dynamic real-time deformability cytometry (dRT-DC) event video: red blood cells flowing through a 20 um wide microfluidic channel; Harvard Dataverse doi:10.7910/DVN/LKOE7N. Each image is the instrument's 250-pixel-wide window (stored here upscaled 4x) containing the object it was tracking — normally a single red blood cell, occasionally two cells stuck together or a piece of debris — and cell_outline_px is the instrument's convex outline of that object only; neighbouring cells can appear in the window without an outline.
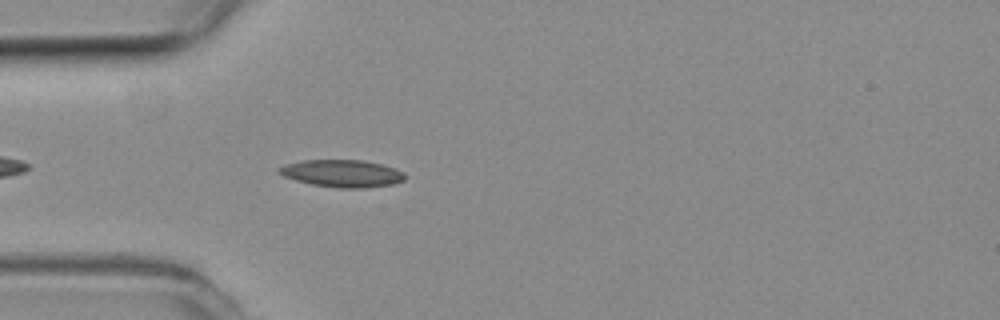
{"species": "common noctule bat (a hibernating species)", "species_latin": "Nyctalus noctula", "temperature_condition": "room temperature", "stored_images_in_passage": 37, "camera_frame_rate_fps": 3000, "um_per_image_px": 0.085, "animal": {"sex": "female", "body_mass_g": 19.3, "forearm_length_mm": 54.1}, "frame": {"image": 1, "passage_image": 4, "time_ms": 1.0, "image_size_px": [1000, 320], "cell_outline_px": [[404, 180], [392, 184], [364, 188], [340, 188], [312, 184], [296, 180], [284, 176], [276, 172], [276, 168], [284, 164], [304, 160], [364, 160], [396, 168], [404, 172]], "centroid_in_image_um": [29.05, 14.73], "position_along_channel_um": 55.9, "area_um2": 20.06}}
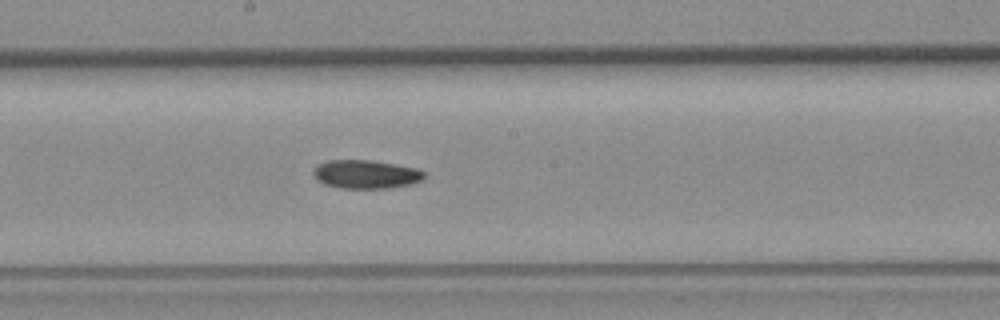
{"frame": {"image": 2, "passage_image": 17, "time_ms": 5.333, "image_size_px": [1000, 320], "cell_outline_px": [[424, 176], [420, 180], [408, 184], [388, 188], [340, 188], [324, 184], [316, 180], [312, 172], [316, 164], [328, 160], [372, 160], [396, 164], [416, 168], [424, 172]], "centroid_in_image_um": [31.03, 14.8], "position_along_channel_um": 217.2, "area_um2": 18.44}}
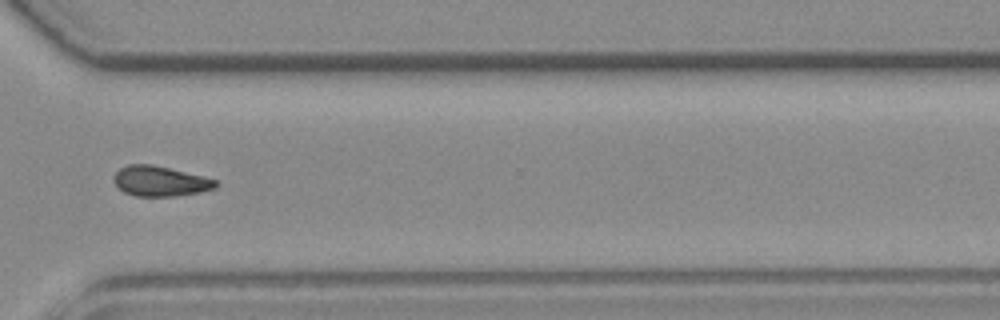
{"frame": {"image": 3, "passage_image": 28, "time_ms": 9.0, "image_size_px": [1000, 320], "cell_outline_px": [[216, 188], [200, 192], [176, 196], [136, 196], [124, 192], [116, 184], [112, 176], [120, 168], [128, 164], [152, 164], [204, 176], [216, 180]], "centroid_in_image_um": [13.6, 15.39], "position_along_channel_um": 357.0, "area_um2": 17.86}, "authors_computed_cell_mechanics": {"area_um2": 18.3226, "velocity_mm_per_s": 3.8096, "shape_relaxation_time_tau1_ms": 7.7011, "shape_relaxation_time_tau2_ms": null, "deformation_change_tau1": 0.1509, "deformation_change_tau2": null}}